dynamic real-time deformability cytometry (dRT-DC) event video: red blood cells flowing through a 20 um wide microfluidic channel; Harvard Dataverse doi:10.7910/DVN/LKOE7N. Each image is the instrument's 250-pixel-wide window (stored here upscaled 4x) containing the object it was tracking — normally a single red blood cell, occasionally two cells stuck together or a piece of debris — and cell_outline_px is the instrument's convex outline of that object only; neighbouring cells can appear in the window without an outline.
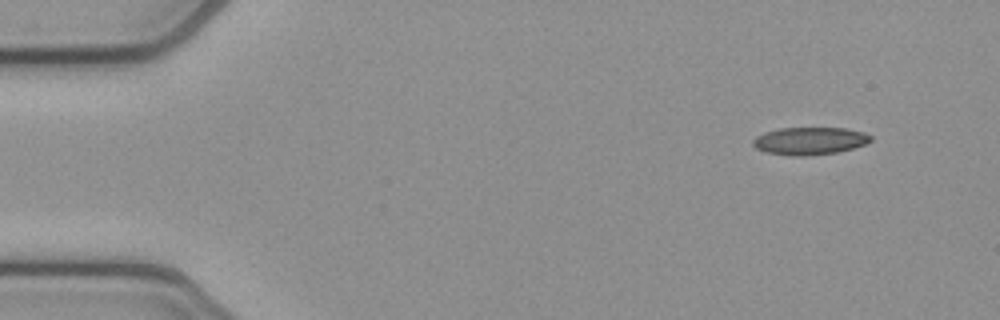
{"species": "common noctule bat (a hibernating species)", "species_latin": "Nyctalus noctula", "temperature_condition": "cold", "stored_images_in_passage": 5, "camera_frame_rate_fps": 3000, "um_per_image_px": 0.085, "animal": {"sex": "female", "body_mass_g": 21.9}, "frame": {"image": 1, "passage_image": 1, "time_ms": 0.0, "image_size_px": [1000, 320], "cell_outline_px": [[872, 140], [864, 144], [852, 148], [836, 152], [804, 156], [788, 156], [764, 152], [756, 148], [752, 144], [752, 140], [756, 136], [764, 132], [780, 128], [844, 128], [864, 132], [872, 136]], "centroid_in_image_um": [68.78, 11.98], "position_along_channel_um": 16.2, "area_um2": 18.96}}